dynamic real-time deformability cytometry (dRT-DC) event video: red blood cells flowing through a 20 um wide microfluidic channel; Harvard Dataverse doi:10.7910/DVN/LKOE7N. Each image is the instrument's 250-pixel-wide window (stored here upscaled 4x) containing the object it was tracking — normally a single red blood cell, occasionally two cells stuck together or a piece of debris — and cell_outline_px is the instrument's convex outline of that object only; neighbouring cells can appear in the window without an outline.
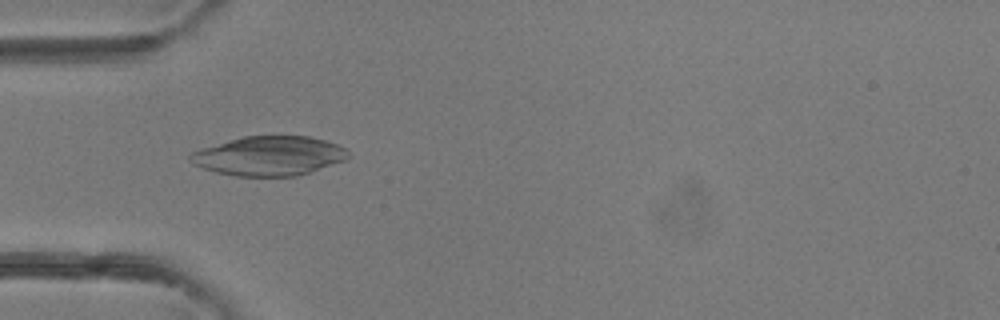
{"species": "common noctule bat (a hibernating species)", "species_latin": "Nyctalus noctula", "temperature_condition": "room temperature", "stored_images_in_passage": 5, "camera_frame_rate_fps": 3000, "um_per_image_px": 0.085, "animal": {"sex": "female"}, "frame": {"image": 1, "passage_image": 4, "time_ms": 3.667, "image_size_px": [1000, 320], "cell_outline_px": [[348, 156], [344, 160], [296, 176], [236, 176], [216, 172], [192, 164], [188, 160], [188, 156], [192, 152], [204, 148], [244, 136], [308, 136], [324, 140], [336, 144], [344, 148], [348, 152]], "centroid_in_image_um": [22.84, 13.25], "position_along_channel_um": 62.2, "area_um2": 35.66}}
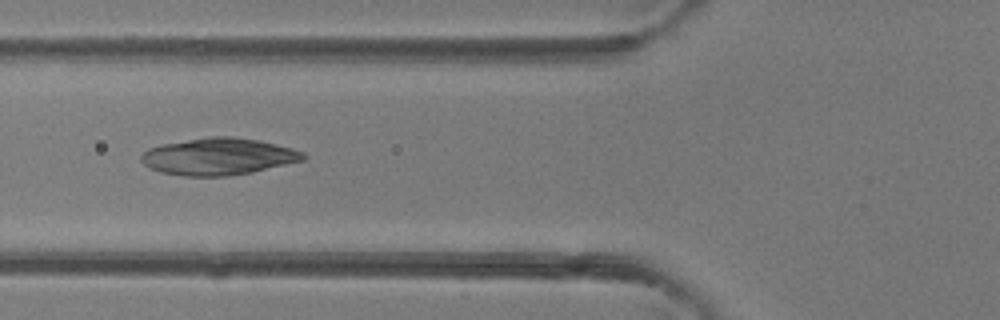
{"frame": {"image": 2, "passage_image": 5, "time_ms": 4.667, "image_size_px": [1000, 320], "cell_outline_px": [[308, 156], [304, 160], [252, 172], [228, 176], [184, 176], [160, 172], [144, 164], [140, 160], [140, 156], [148, 148], [164, 144], [208, 136], [232, 136], [260, 140], [292, 148], [304, 152]], "centroid_in_image_um": [18.59, 13.3], "position_along_channel_um": 107.2, "area_um2": 34.91}}